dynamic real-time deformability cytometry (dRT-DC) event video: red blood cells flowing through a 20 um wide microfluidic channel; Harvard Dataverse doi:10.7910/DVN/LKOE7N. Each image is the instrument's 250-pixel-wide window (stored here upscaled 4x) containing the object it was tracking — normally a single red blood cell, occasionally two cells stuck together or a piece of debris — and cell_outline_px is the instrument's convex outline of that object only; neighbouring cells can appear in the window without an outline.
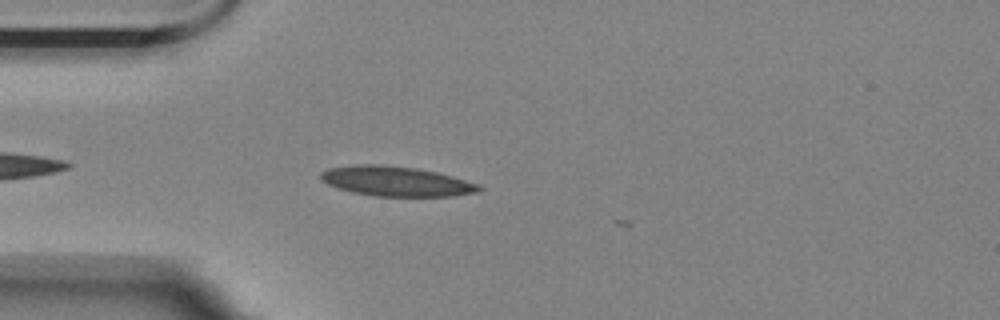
{"species": "Egyptian fruit bat (a non-hibernating species)", "species_latin": "Rousettus aegyptiacus", "temperature_condition": "room temperature", "stored_images_in_passage": 5, "camera_frame_rate_fps": 3000, "um_per_image_px": 0.085, "animal": {"sex": "female"}, "frame": {"image": 1, "passage_image": 4, "time_ms": 1.0, "image_size_px": [1000, 320], "cell_outline_px": [[484, 188], [480, 192], [452, 196], [372, 196], [352, 192], [336, 188], [320, 180], [320, 172], [328, 168], [356, 164], [380, 164], [416, 168], [436, 172], [452, 176], [480, 184]], "centroid_in_image_um": [33.67, 15.41], "position_along_channel_um": 51.3, "area_um2": 27.8}}